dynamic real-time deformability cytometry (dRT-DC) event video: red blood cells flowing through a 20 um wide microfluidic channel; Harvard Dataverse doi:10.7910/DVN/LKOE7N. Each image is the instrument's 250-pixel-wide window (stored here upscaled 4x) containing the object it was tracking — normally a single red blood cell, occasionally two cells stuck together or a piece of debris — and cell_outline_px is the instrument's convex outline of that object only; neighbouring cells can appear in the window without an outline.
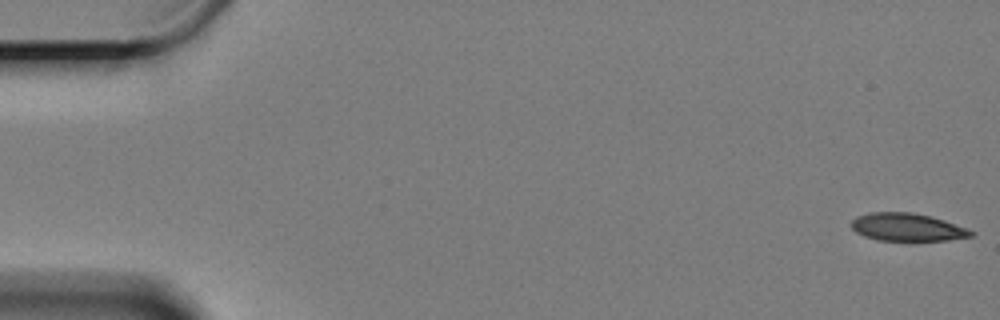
{"species": "Egyptian fruit bat (a non-hibernating species)", "species_latin": "Rousettus aegyptiacus", "temperature_condition": "cold", "stored_images_in_passage": 61, "camera_frame_rate_fps": 3000, "um_per_image_px": 0.085, "animal": {"sex": "female"}, "frame": {"image": 1, "passage_image": 1, "time_ms": 0.0, "image_size_px": [1000, 320], "cell_outline_px": [[972, 236], [948, 240], [876, 240], [864, 236], [856, 232], [852, 228], [852, 220], [856, 216], [868, 212], [912, 212], [944, 220], [964, 228], [972, 232]], "centroid_in_image_um": [77.03, 19.3], "position_along_channel_um": 8.0, "area_um2": 19.07}}
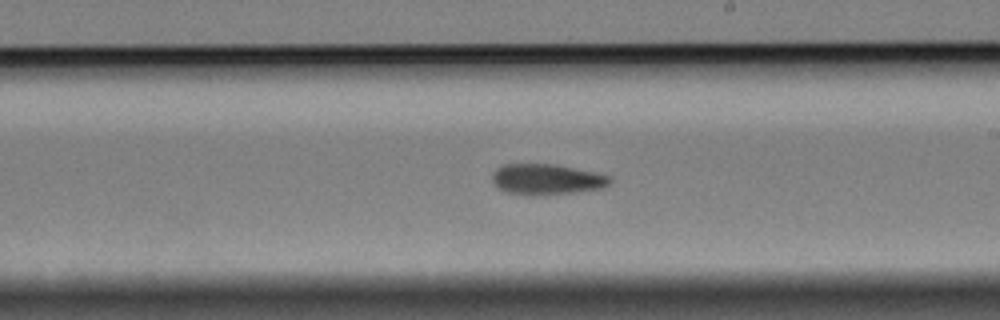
{"frame": {"image": 2, "passage_image": 35, "time_ms": 11.333, "image_size_px": [1000, 320], "cell_outline_px": [[612, 180], [604, 188], [576, 192], [532, 196], [508, 192], [492, 184], [492, 172], [500, 164], [556, 164], [596, 172], [612, 176]], "centroid_in_image_um": [46.47, 15.23], "position_along_channel_um": 242.5, "area_um2": 21.39}}
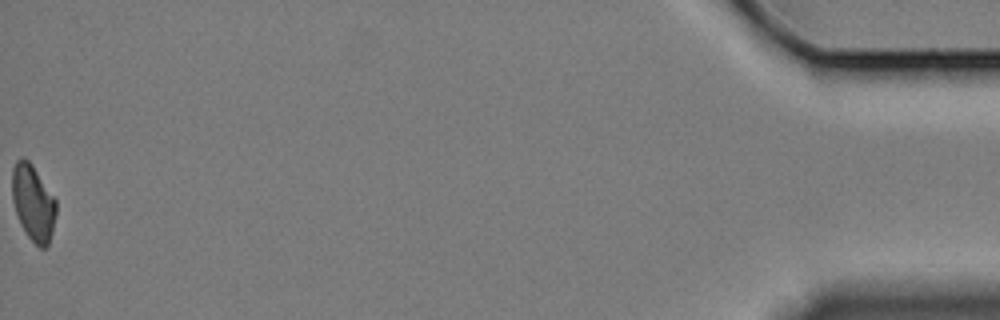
{"frame": {"image": 3, "passage_image": 61, "time_ms": 20.0, "image_size_px": [1000, 320], "cell_outline_px": [[56, 216], [52, 232], [48, 244], [44, 248], [40, 248], [28, 236], [20, 224], [12, 200], [12, 168], [16, 160], [20, 156], [28, 160], [32, 164], [56, 200]], "centroid_in_image_um": [2.81, 17.21], "position_along_channel_um": 432.4, "area_um2": 19.48}}